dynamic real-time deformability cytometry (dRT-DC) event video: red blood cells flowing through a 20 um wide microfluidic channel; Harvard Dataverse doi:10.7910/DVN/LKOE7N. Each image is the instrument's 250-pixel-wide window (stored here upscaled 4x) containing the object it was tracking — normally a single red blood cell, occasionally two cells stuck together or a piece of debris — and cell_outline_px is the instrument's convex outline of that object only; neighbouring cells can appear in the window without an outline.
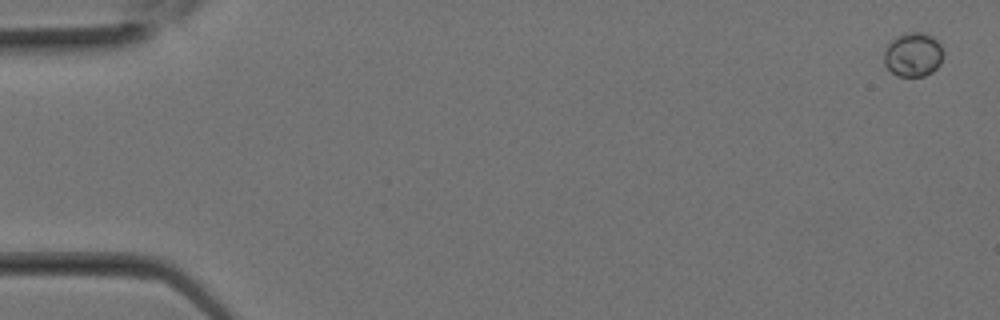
{"species": "Egyptian fruit bat (a non-hibernating species)", "species_latin": "Rousettus aegyptiacus", "temperature_condition": "room temperature", "stored_images_in_passage": 28, "camera_frame_rate_fps": 3000, "um_per_image_px": 0.085, "animal": {"sex": "female"}, "frame": {"image": 1, "passage_image": 1, "time_ms": 0.0, "image_size_px": [1000, 320], "cell_outline_px": [[944, 52], [940, 64], [932, 72], [924, 76], [896, 76], [884, 64], [884, 52], [888, 44], [892, 40], [904, 32], [924, 32], [932, 36], [940, 44]], "centroid_in_image_um": [77.62, 4.64], "position_along_channel_um": 7.4, "area_um2": 15.32}}
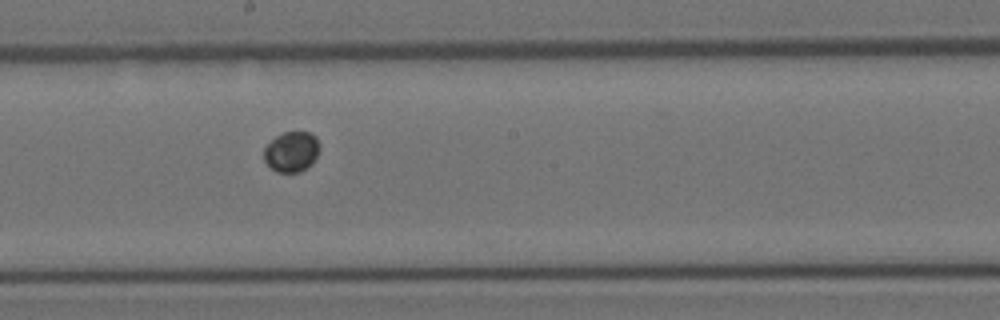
{"frame": {"image": 2, "passage_image": 16, "time_ms": 5.0, "image_size_px": [1000, 320], "cell_outline_px": [[320, 144], [316, 156], [312, 164], [300, 172], [276, 172], [264, 160], [264, 148], [276, 136], [284, 132], [308, 132], [316, 136]], "centroid_in_image_um": [24.79, 12.89], "position_along_channel_um": 223.4, "area_um2": 13.01}}
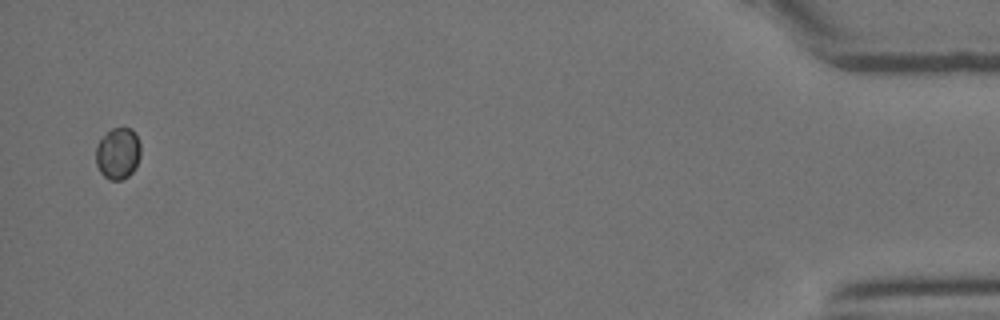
{"frame": {"image": 3, "passage_image": 28, "time_ms": 9.0, "image_size_px": [1000, 320], "cell_outline_px": [[140, 156], [136, 168], [128, 176], [120, 180], [108, 180], [100, 172], [96, 164], [96, 144], [112, 128], [132, 128], [136, 132], [140, 144]], "centroid_in_image_um": [10.04, 13.04], "position_along_channel_um": 425.2, "area_um2": 13.58}}